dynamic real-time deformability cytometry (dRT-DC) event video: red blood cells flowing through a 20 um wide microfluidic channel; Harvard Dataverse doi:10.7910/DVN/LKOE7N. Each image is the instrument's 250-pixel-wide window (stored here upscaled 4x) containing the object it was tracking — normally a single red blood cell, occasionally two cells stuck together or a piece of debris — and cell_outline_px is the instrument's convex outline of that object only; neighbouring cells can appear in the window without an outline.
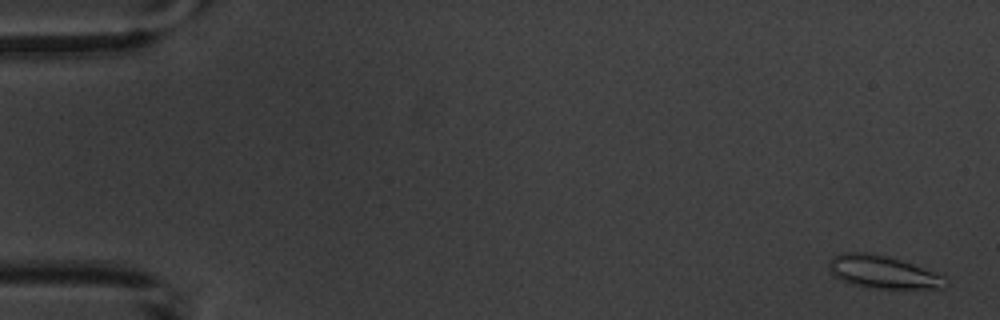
{"species": "common noctule bat (a hibernating species)", "species_latin": "Nyctalus noctula", "temperature_condition": "warm", "stored_images_in_passage": 6, "camera_frame_rate_fps": 3000, "um_per_image_px": 0.085, "animal": {"sex": "male", "body_mass_g": 20.1, "forearm_length_mm": 53.5}, "frame": {"image": 1, "passage_image": 1, "time_ms": 0.0, "image_size_px": [1000, 320], "cell_outline_px": [[944, 288], [876, 288], [856, 284], [840, 280], [832, 272], [828, 264], [832, 256], [844, 252], [864, 252], [888, 256], [936, 272], [944, 276]], "centroid_in_image_um": [75.02, 23.1], "position_along_channel_um": 10.0, "area_um2": 21.73}}
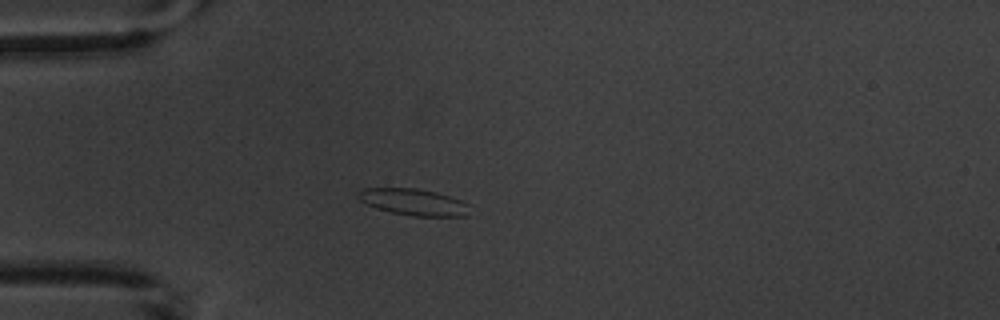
{"frame": {"image": 2, "passage_image": 5, "time_ms": 4.667, "image_size_px": [1000, 320], "cell_outline_px": [[472, 204], [468, 216], [412, 216], [392, 212], [376, 208], [360, 200], [356, 196], [356, 192], [364, 188], [416, 188], [436, 192]], "centroid_in_image_um": [35.18, 17.17], "position_along_channel_um": 49.8, "area_um2": 17.4}}